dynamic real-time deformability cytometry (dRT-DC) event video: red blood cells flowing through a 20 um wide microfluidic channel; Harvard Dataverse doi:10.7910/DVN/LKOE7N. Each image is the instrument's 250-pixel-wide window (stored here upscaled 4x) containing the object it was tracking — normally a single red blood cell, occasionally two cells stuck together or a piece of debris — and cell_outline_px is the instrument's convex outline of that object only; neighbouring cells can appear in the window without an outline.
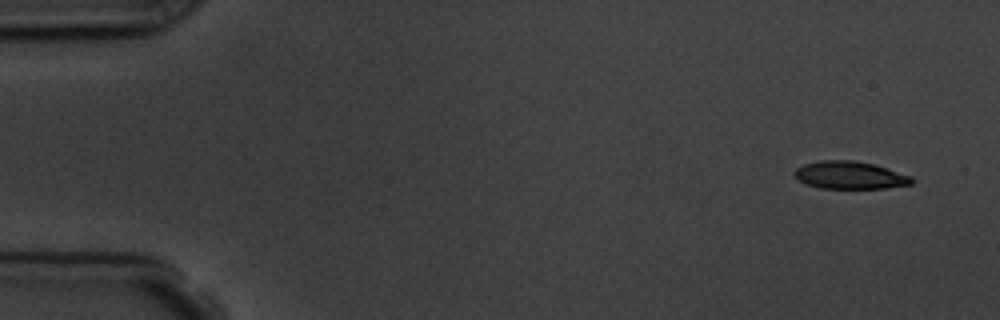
{"species": "common noctule bat (a hibernating species)", "species_latin": "Nyctalus noctula", "temperature_condition": "room temperature", "stored_images_in_passage": 6, "camera_frame_rate_fps": 3000, "um_per_image_px": 0.085, "animal": {"sex": "male", "body_mass_g": 19.5, "forearm_length_mm": 54.6}, "frame": {"image": 1, "passage_image": 1, "time_ms": 0.0, "image_size_px": [1000, 320], "cell_outline_px": [[912, 184], [884, 188], [820, 188], [808, 184], [800, 180], [792, 172], [796, 168], [804, 164], [820, 160], [852, 160], [876, 164], [912, 176]], "centroid_in_image_um": [72.25, 14.88], "position_along_channel_um": 12.7, "area_um2": 18.84}}
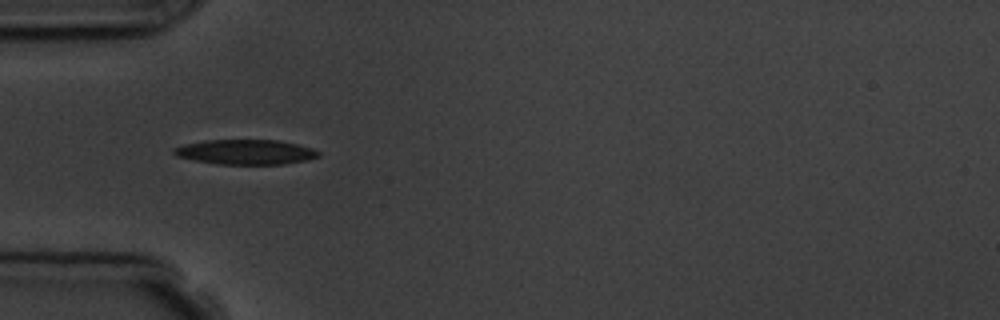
{"frame": {"image": 2, "passage_image": 5, "time_ms": 4.667, "image_size_px": [1000, 320], "cell_outline_px": [[320, 156], [308, 160], [284, 164], [220, 164], [196, 160], [176, 156], [172, 152], [172, 148], [184, 144], [204, 140], [280, 140], [312, 148], [320, 152]], "centroid_in_image_um": [20.89, 12.91], "position_along_channel_um": 64.1, "area_um2": 20.98}}